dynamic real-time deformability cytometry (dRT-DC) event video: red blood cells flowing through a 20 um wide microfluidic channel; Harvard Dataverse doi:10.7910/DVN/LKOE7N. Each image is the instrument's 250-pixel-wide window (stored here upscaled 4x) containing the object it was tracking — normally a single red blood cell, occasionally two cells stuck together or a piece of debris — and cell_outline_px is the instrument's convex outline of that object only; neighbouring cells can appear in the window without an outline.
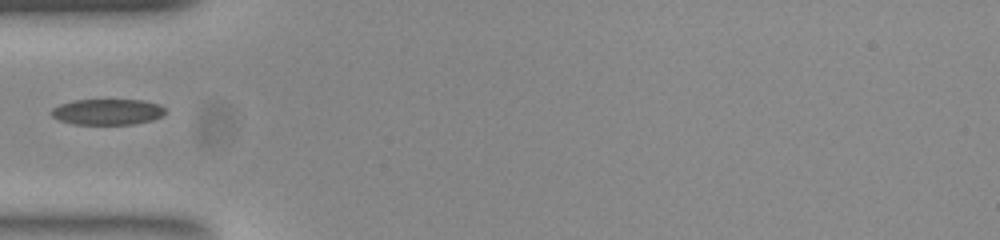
{"species": "common noctule bat (a hibernating species)", "species_latin": "Nyctalus noctula", "temperature_condition": "room temperature", "stored_images_in_passage": 36, "camera_frame_rate_fps": 3000, "um_per_image_px": 0.085, "animal": {"sex": "female", "body_mass_g": 23.0, "forearm_length_mm": 53.4}, "frame": {"image": 1, "passage_image": 1, "time_ms": 0.0, "image_size_px": [1000, 240], "cell_outline_px": [[164, 112], [160, 116], [152, 120], [132, 124], [72, 124], [60, 120], [52, 116], [52, 108], [60, 104], [76, 100], [140, 100], [160, 104], [164, 108]], "centroid_in_image_um": [9.12, 9.51], "position_along_channel_um": 75.9, "area_um2": 16.94}}
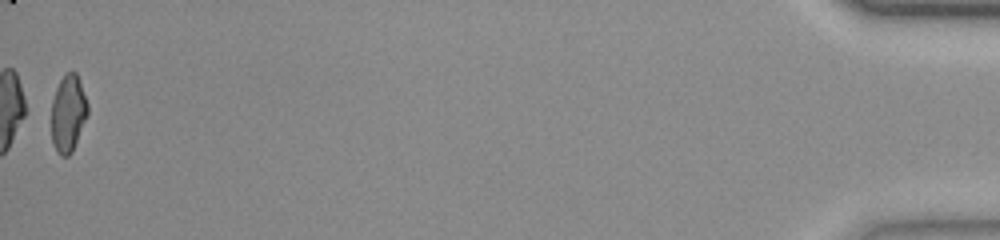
{"frame": {"image": 2, "passage_image": 36, "time_ms": 11.667, "image_size_px": [1000, 240], "cell_outline_px": [[88, 116], [72, 152], [68, 156], [60, 156], [56, 152], [52, 144], [52, 100], [56, 88], [64, 72], [76, 72], [88, 104]], "centroid_in_image_um": [5.79, 9.66], "position_along_channel_um": 429.4, "area_um2": 16.47}}